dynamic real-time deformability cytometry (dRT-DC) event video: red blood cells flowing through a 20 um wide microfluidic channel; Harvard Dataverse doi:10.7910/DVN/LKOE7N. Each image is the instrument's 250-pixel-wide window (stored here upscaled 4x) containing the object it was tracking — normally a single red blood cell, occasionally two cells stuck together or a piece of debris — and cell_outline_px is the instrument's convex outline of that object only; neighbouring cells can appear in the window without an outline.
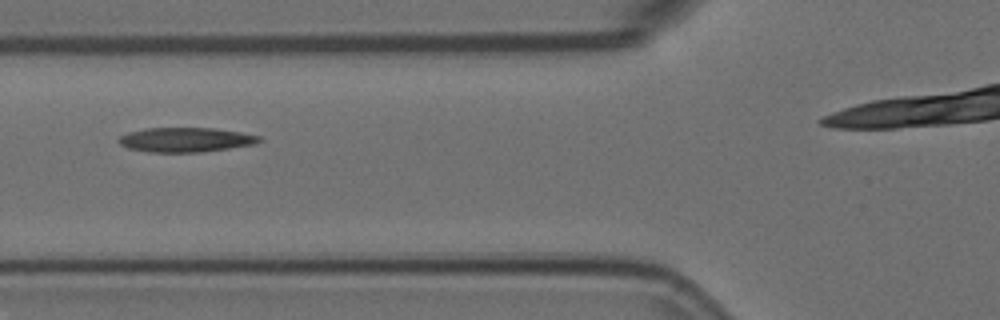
{"species": "Egyptian fruit bat (a non-hibernating species)", "species_latin": "Rousettus aegyptiacus", "temperature_condition": "room temperature", "stored_images_in_passage": 5, "camera_frame_rate_fps": 3000, "um_per_image_px": 0.085, "animal": {"sex": "female"}, "frame": {"image": 1, "passage_image": 2, "time_ms": 0.333, "image_size_px": [1000, 320], "cell_outline_px": [[264, 140], [252, 144], [228, 148], [200, 152], [148, 152], [128, 148], [120, 144], [116, 140], [120, 136], [128, 132], [144, 128], [212, 128], [240, 132], [260, 136]], "centroid_in_image_um": [15.73, 11.87], "position_along_channel_um": 110.1, "area_um2": 20.0}}
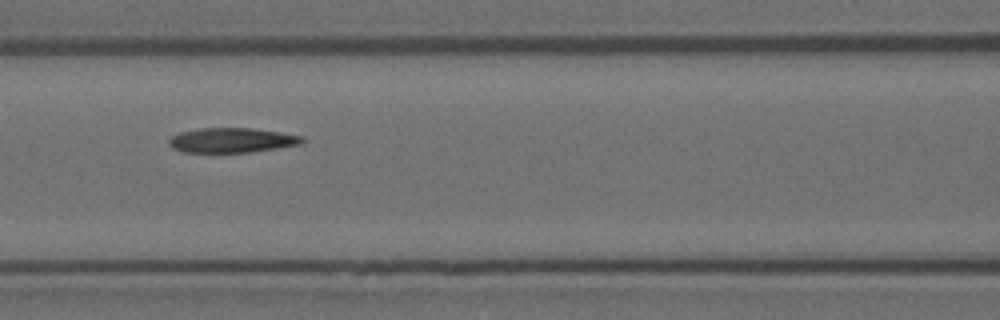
{"frame": {"image": 2, "passage_image": 3, "time_ms": 0.667, "image_size_px": [1000, 320], "cell_outline_px": [[304, 140], [300, 144], [252, 152], [184, 152], [172, 148], [168, 144], [168, 140], [172, 136], [180, 132], [196, 128], [252, 128], [280, 132], [304, 136]], "centroid_in_image_um": [19.68, 11.91], "position_along_channel_um": 146.9, "area_um2": 19.25}}